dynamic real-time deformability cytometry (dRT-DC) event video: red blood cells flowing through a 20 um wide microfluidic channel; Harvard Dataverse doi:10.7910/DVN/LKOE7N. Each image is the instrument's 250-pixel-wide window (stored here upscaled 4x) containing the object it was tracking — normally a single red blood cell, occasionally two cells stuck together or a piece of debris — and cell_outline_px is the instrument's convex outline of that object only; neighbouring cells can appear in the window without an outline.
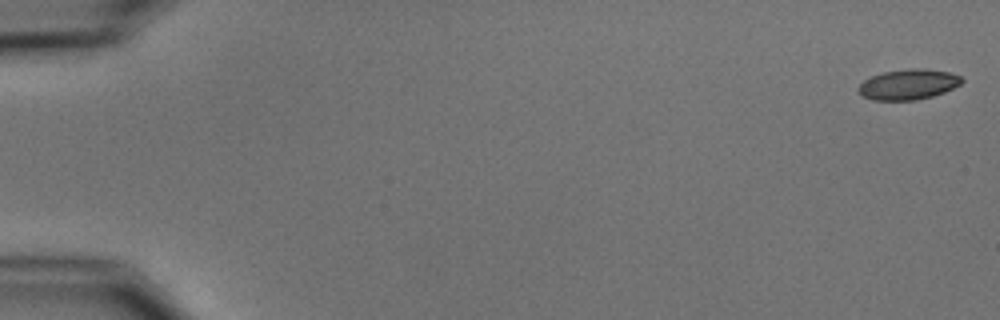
{"species": "common noctule bat (a hibernating species)", "species_latin": "Nyctalus noctula", "temperature_condition": "cold", "stored_images_in_passage": 6, "camera_frame_rate_fps": 3000, "um_per_image_px": 0.085, "animal": {"sex": "male", "body_mass_g": 15.6}, "frame": {"image": 1, "passage_image": 1, "time_ms": 0.0, "image_size_px": [1000, 320], "cell_outline_px": [[964, 80], [960, 84], [944, 92], [932, 96], [916, 100], [872, 100], [864, 96], [856, 88], [864, 80], [872, 76], [884, 72], [908, 68], [924, 68], [948, 72], [960, 76]], "centroid_in_image_um": [77.2, 7.17], "position_along_channel_um": 7.8, "area_um2": 18.21}}
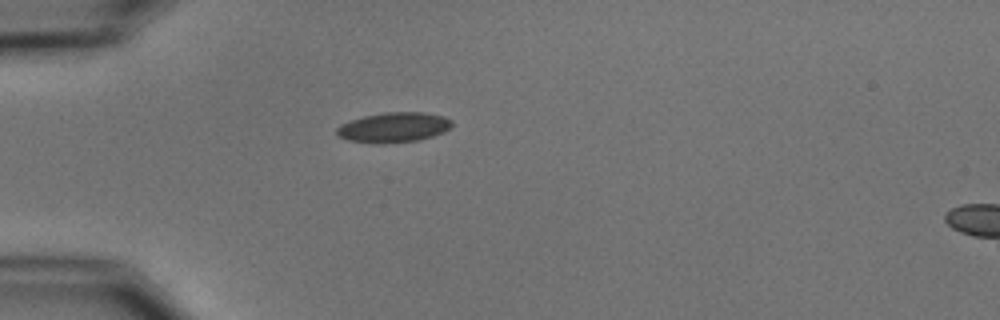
{"frame": {"image": 2, "passage_image": 5, "time_ms": 5.0, "image_size_px": [1000, 320], "cell_outline_px": [[452, 124], [444, 132], [420, 140], [384, 144], [376, 144], [348, 140], [340, 136], [336, 132], [336, 128], [340, 124], [364, 116], [384, 112], [424, 112], [444, 116], [452, 120]], "centroid_in_image_um": [33.47, 10.83], "position_along_channel_um": 51.5, "area_um2": 20.23}}